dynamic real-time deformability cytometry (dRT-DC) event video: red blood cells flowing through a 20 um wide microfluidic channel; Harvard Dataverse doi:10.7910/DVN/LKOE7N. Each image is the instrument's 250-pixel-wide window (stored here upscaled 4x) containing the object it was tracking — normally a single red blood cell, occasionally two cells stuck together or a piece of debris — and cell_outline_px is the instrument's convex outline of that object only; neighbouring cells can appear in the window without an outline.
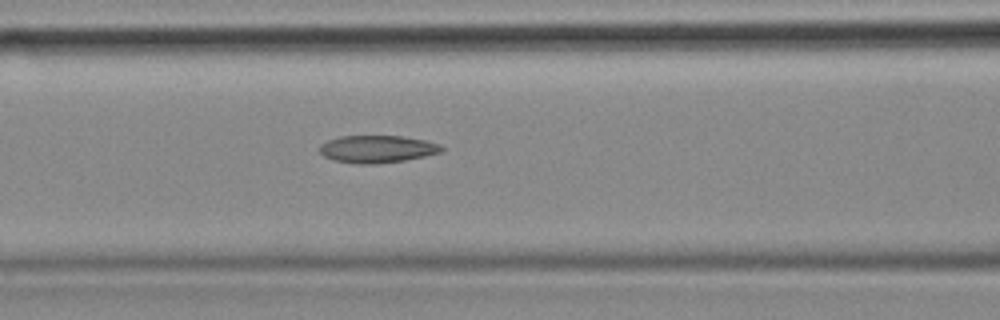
{"species": "common noctule bat (a hibernating species)", "species_latin": "Nyctalus noctula", "temperature_condition": "cold", "stored_images_in_passage": 43, "camera_frame_rate_fps": 3000, "um_per_image_px": 0.085, "animal": {"sex": "female", "body_mass_g": 18.4}, "frame": {"image": 1, "passage_image": 19, "time_ms": 6.0, "image_size_px": [1000, 320], "cell_outline_px": [[444, 152], [404, 160], [376, 164], [356, 164], [332, 160], [324, 156], [320, 152], [320, 144], [328, 140], [340, 136], [400, 136], [424, 140], [440, 144], [444, 148]], "centroid_in_image_um": [32.06, 12.67], "position_along_channel_um": 134.5, "area_um2": 19.54}}